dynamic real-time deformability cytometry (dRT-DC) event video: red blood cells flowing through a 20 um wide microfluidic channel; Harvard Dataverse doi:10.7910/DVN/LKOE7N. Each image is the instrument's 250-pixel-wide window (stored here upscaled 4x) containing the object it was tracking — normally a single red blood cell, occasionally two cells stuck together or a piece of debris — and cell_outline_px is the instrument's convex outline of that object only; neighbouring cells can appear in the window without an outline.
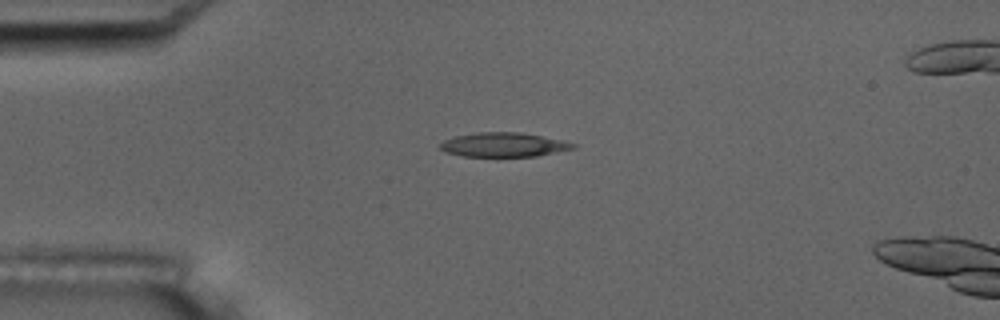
{"species": "common noctule bat (a hibernating species)", "species_latin": "Nyctalus noctula", "temperature_condition": "room temperature", "stored_images_in_passage": 5, "camera_frame_rate_fps": 3000, "um_per_image_px": 0.085, "animal": {"sex": "male", "body_mass_g": 17.5, "forearm_length_mm": 52.3}, "frame": {"image": 1, "passage_image": 3, "time_ms": 2.333, "image_size_px": [1000, 320], "cell_outline_px": [[576, 148], [536, 156], [460, 156], [444, 152], [440, 148], [440, 144], [444, 140], [456, 136], [480, 132], [520, 132], [560, 140], [576, 144]], "centroid_in_image_um": [42.78, 12.31], "position_along_channel_um": 42.2, "area_um2": 18.55}}